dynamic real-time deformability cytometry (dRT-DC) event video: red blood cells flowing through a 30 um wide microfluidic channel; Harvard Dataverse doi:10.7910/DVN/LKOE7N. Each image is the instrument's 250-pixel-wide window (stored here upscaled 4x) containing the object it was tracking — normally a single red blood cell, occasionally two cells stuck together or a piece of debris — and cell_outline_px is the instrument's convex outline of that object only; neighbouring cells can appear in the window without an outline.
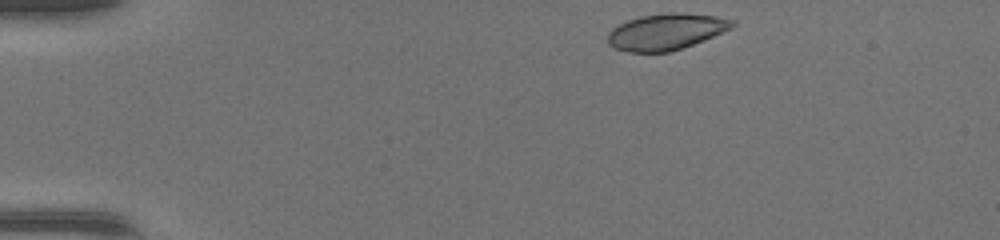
{"species": "common noctule bat (a hibernating species)", "species_latin": "Nyctalus noctula", "temperature_condition": "warm", "stored_images_in_passage": 40, "camera_frame_rate_fps": 3000, "um_per_image_px": 0.085, "animal": {"sex": "female", "body_mass_g": 17.0, "forearm_length_mm": 48.0}, "frame": {"image": 1, "passage_image": 1, "time_ms": 0.0, "image_size_px": [1000, 240], "cell_outline_px": [[736, 24], [732, 28], [704, 40], [668, 52], [628, 52], [616, 48], [608, 44], [608, 32], [612, 28], [628, 20], [640, 16], [676, 12], [712, 16], [736, 20]], "centroid_in_image_um": [56.61, 2.7], "position_along_channel_um": 28.4, "area_um2": 26.01}}
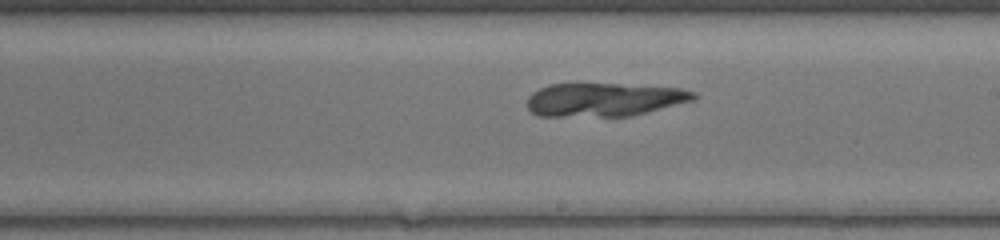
{"frame": {"image": 2, "passage_image": 21, "time_ms": 6.667, "image_size_px": [1000, 240], "cell_outline_px": [[696, 100], [632, 116], [540, 116], [532, 112], [528, 108], [528, 96], [532, 92], [548, 84], [616, 84], [680, 88], [696, 92]], "centroid_in_image_um": [51.37, 8.47], "position_along_channel_um": 237.6, "area_um2": 32.48}}
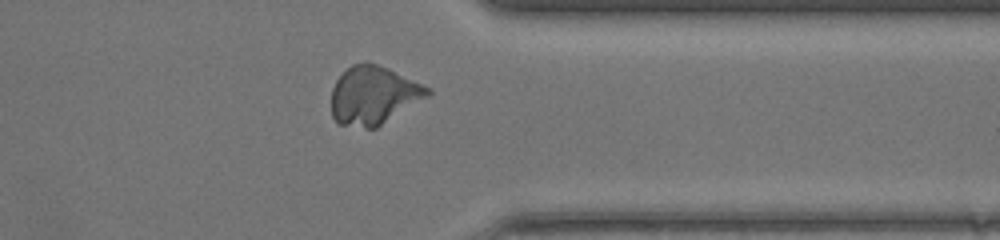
{"frame": {"image": 3, "passage_image": 31, "time_ms": 10.0, "image_size_px": [1000, 240], "cell_outline_px": [[432, 92], [428, 96], [376, 128], [364, 128], [340, 124], [332, 116], [332, 88], [336, 80], [352, 64], [376, 64], [388, 68], [424, 84], [432, 88]], "centroid_in_image_um": [31.77, 8.11], "position_along_channel_um": 379.6, "area_um2": 32.37}}